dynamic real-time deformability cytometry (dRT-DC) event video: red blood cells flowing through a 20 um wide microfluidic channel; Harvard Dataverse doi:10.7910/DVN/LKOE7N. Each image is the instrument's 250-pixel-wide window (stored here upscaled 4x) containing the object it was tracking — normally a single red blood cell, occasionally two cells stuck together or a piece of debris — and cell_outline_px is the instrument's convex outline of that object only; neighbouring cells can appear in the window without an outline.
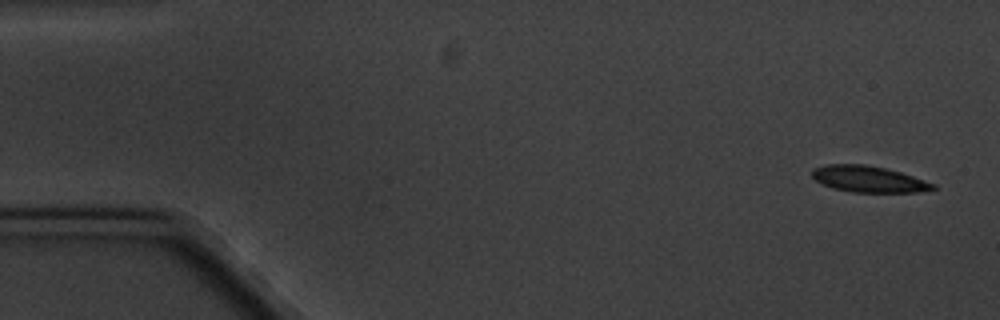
{"species": "common noctule bat (a hibernating species)", "species_latin": "Nyctalus noctula", "temperature_condition": "cold", "stored_images_in_passage": 5, "camera_frame_rate_fps": 3000, "um_per_image_px": 0.085, "animal": {"sex": "male", "body_mass_g": 20.1, "forearm_length_mm": 53.5}, "frame": {"image": 1, "passage_image": 1, "time_ms": 0.0, "image_size_px": [1000, 320], "cell_outline_px": [[936, 188], [920, 192], [852, 192], [832, 188], [820, 184], [812, 176], [812, 168], [824, 164], [864, 164], [884, 168], [900, 172], [936, 184]], "centroid_in_image_um": [73.78, 15.22], "position_along_channel_um": 11.2, "area_um2": 18.55}}
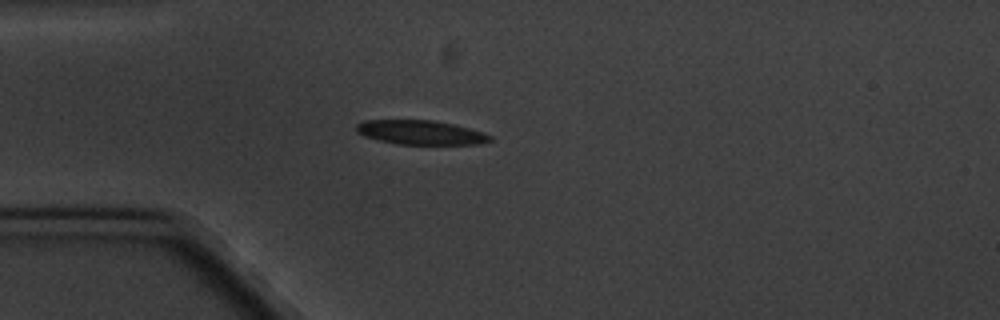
{"frame": {"image": 2, "passage_image": 5, "time_ms": 4.333, "image_size_px": [1000, 320], "cell_outline_px": [[492, 140], [480, 144], [396, 144], [376, 140], [364, 136], [356, 132], [356, 124], [364, 120], [432, 120], [452, 124], [484, 132], [492, 136]], "centroid_in_image_um": [35.72, 11.26], "position_along_channel_um": 49.3, "area_um2": 18.96}}